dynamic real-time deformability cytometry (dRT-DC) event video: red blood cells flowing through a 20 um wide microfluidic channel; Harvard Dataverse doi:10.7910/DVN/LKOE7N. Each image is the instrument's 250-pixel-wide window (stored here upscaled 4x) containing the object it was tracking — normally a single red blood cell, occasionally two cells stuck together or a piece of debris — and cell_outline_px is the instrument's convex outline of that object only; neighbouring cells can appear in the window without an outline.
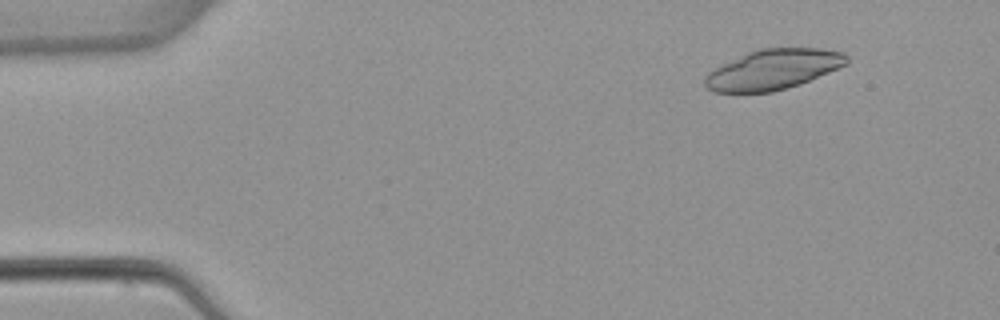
{"species": "common noctule bat (a hibernating species)", "species_latin": "Nyctalus noctula", "temperature_condition": "warm", "stored_images_in_passage": 4, "camera_frame_rate_fps": 3000, "um_per_image_px": 0.085, "animal": {"sex": "female", "body_mass_g": 22.7, "forearm_length_mm": 54.2}, "frame": {"image": 1, "passage_image": 2, "time_ms": 1.0, "image_size_px": [1000, 320], "cell_outline_px": [[848, 64], [800, 84], [772, 92], [712, 92], [704, 84], [704, 76], [708, 72], [748, 52], [760, 48], [820, 48], [844, 52], [848, 56]], "centroid_in_image_um": [65.74, 5.9], "position_along_channel_um": 19.3, "area_um2": 33.0}}